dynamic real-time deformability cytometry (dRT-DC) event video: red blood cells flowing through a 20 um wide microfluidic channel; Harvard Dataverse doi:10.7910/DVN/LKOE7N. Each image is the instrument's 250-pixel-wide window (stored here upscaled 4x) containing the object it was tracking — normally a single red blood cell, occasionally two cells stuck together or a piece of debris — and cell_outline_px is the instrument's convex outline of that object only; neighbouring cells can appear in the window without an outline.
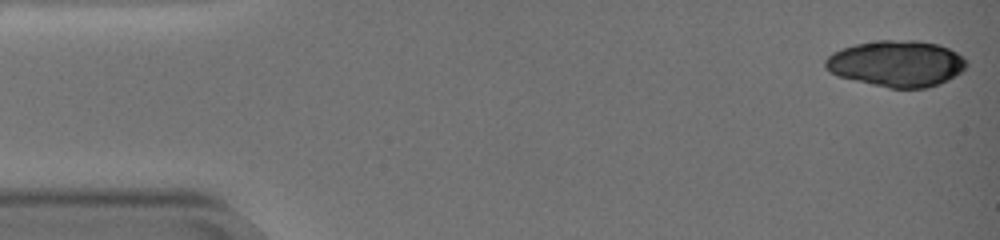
{"species": "common noctule bat (a hibernating species)", "species_latin": "Nyctalus noctula", "temperature_condition": "warm", "stored_images_in_passage": 39, "camera_frame_rate_fps": 3000, "um_per_image_px": 0.085, "animal": {"sex": "female", "body_mass_g": 19.0, "forearm_length_mm": 51.5}, "frame": {"image": 1, "passage_image": 1, "time_ms": 0.0, "image_size_px": [1000, 240], "cell_outline_px": [[968, 64], [960, 72], [948, 80], [940, 84], [928, 88], [888, 88], [836, 76], [828, 72], [824, 68], [824, 60], [832, 52], [856, 44], [876, 40], [916, 40], [936, 44], [948, 48], [964, 56], [968, 60]], "centroid_in_image_um": [76.19, 5.41], "position_along_channel_um": 8.8, "area_um2": 38.32}}